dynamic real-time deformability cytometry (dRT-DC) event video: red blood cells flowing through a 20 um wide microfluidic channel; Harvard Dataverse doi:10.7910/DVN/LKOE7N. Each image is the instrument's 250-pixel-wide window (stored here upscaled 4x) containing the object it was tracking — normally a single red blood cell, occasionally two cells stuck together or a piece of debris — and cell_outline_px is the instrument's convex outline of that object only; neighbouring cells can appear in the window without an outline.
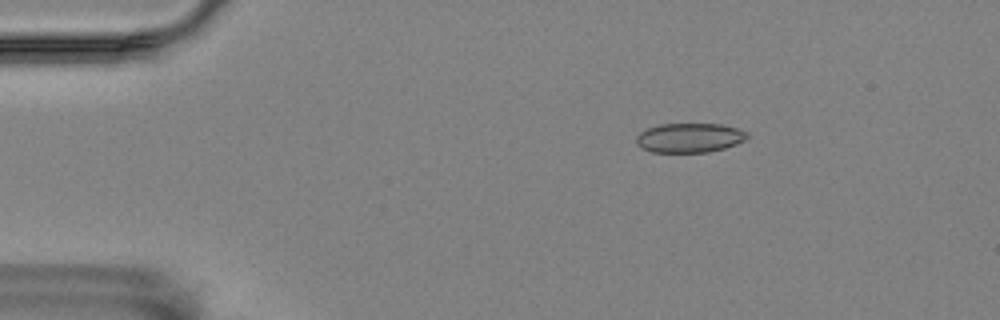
{"species": "Egyptian fruit bat (a non-hibernating species)", "species_latin": "Rousettus aegyptiacus", "temperature_condition": "room temperature", "stored_images_in_passage": 13, "camera_frame_rate_fps": 3000, "um_per_image_px": 0.085, "animal": {"sex": "female"}, "frame": {"image": 1, "passage_image": 3, "time_ms": 0.667, "image_size_px": [1000, 320], "cell_outline_px": [[748, 136], [744, 140], [736, 144], [724, 148], [708, 152], [652, 152], [636, 144], [636, 136], [640, 132], [648, 128], [660, 124], [720, 124], [736, 128], [748, 132]], "centroid_in_image_um": [58.6, 11.71], "position_along_channel_um": 26.4, "area_um2": 18.9}}
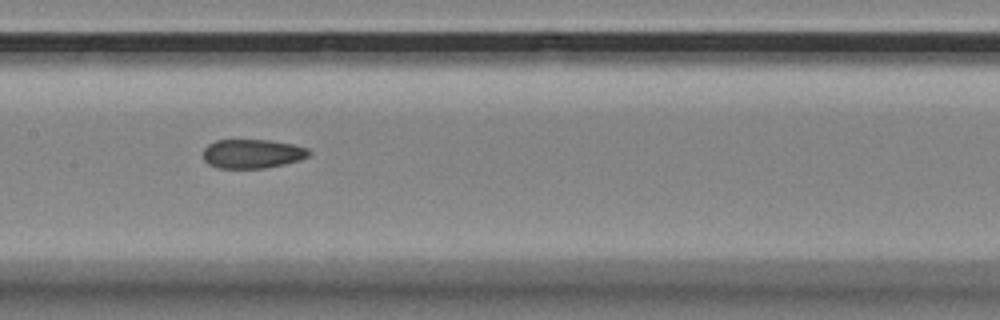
{"frame": {"image": 2, "passage_image": 8, "time_ms": 2.333, "image_size_px": [1000, 320], "cell_outline_px": [[312, 152], [308, 156], [300, 160], [284, 164], [264, 168], [216, 168], [208, 164], [204, 160], [204, 148], [208, 144], [216, 140], [268, 140], [292, 144], [308, 148]], "centroid_in_image_um": [21.45, 13.07], "position_along_channel_um": 186.0, "area_um2": 17.98}}
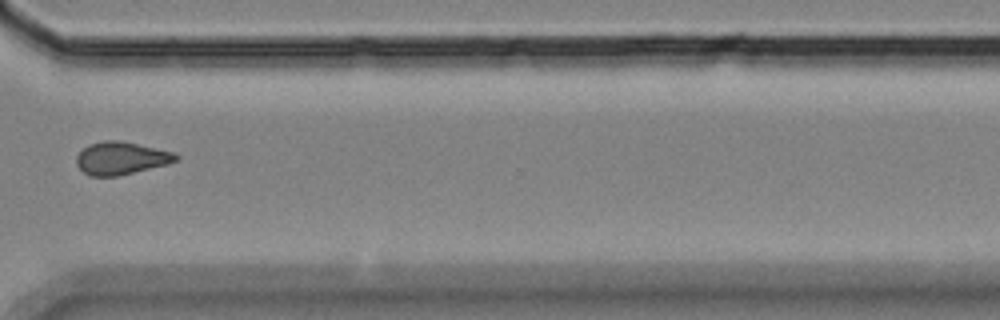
{"frame": {"image": 3, "passage_image": 12, "time_ms": 3.667, "image_size_px": [1000, 320], "cell_outline_px": [[180, 156], [176, 160], [168, 164], [116, 176], [92, 176], [84, 172], [76, 164], [76, 156], [88, 144], [104, 140], [120, 140], [176, 152]], "centroid_in_image_um": [10.31, 13.43], "position_along_channel_um": 360.3, "area_um2": 18.96}}